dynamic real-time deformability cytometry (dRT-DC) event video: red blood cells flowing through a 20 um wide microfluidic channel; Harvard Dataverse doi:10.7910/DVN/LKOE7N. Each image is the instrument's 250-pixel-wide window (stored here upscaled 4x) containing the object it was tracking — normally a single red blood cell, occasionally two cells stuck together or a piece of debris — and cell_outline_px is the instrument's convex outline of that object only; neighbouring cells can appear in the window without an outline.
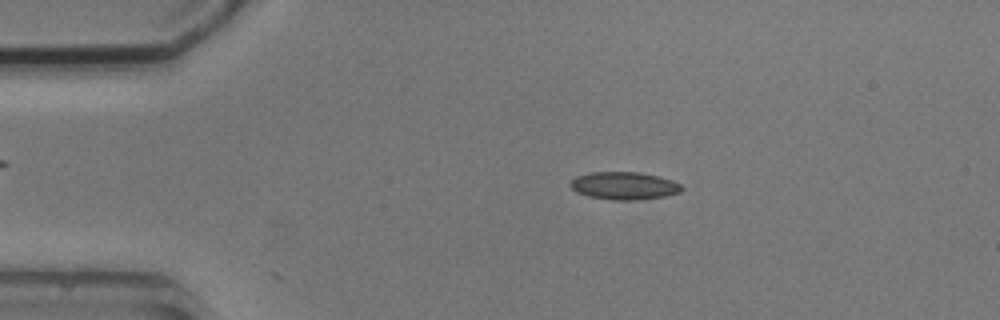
{"species": "common noctule bat (a hibernating species)", "species_latin": "Nyctalus noctula", "temperature_condition": "cold", "stored_images_in_passage": 5, "camera_frame_rate_fps": 3000, "um_per_image_px": 0.085, "animal": {"sex": "male", "body_mass_g": 20.5, "forearm_length_mm": 52.5}, "frame": {"image": 1, "passage_image": 3, "time_ms": 2.333, "image_size_px": [1000, 320], "cell_outline_px": [[684, 188], [680, 192], [664, 196], [636, 200], [612, 200], [588, 196], [576, 192], [568, 184], [576, 176], [592, 172], [640, 172], [672, 180], [680, 184]], "centroid_in_image_um": [53.03, 15.79], "position_along_channel_um": 32.0, "area_um2": 17.92}}
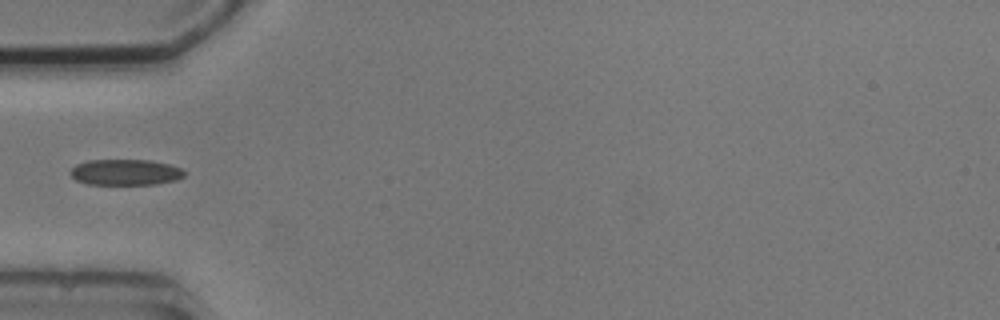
{"frame": {"image": 2, "passage_image": 5, "time_ms": 4.667, "image_size_px": [1000, 320], "cell_outline_px": [[188, 172], [184, 176], [176, 180], [156, 184], [88, 184], [76, 180], [68, 172], [76, 164], [88, 160], [152, 160], [168, 164], [180, 168]], "centroid_in_image_um": [10.67, 14.63], "position_along_channel_um": 74.3, "area_um2": 17.28}}